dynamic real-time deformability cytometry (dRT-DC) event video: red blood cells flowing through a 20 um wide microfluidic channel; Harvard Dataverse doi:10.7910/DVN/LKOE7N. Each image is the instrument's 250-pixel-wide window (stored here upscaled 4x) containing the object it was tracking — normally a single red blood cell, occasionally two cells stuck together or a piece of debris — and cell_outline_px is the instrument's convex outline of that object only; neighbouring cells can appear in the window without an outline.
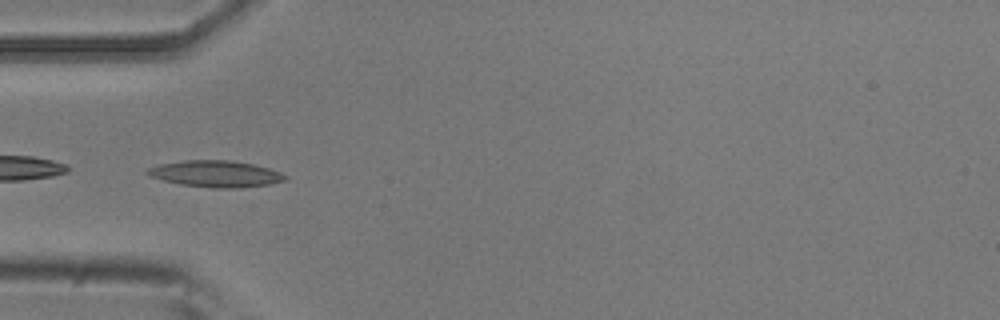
{"species": "common noctule bat (a hibernating species)", "species_latin": "Nyctalus noctula", "temperature_condition": "room temperature", "stored_images_in_passage": 8, "camera_frame_rate_fps": 3000, "um_per_image_px": 0.085, "animal": {"sex": "male", "body_mass_g": 20.5, "forearm_length_mm": 52.5}, "frame": {"image": 1, "passage_image": 5, "time_ms": 1.333, "image_size_px": [1000, 320], "cell_outline_px": [[288, 176], [284, 180], [268, 184], [240, 188], [208, 188], [180, 184], [164, 180], [152, 176], [144, 172], [148, 168], [160, 164], [184, 160], [228, 160], [252, 164], [268, 168], [280, 172]], "centroid_in_image_um": [18.32, 14.78], "position_along_channel_um": 66.7, "area_um2": 21.1}}
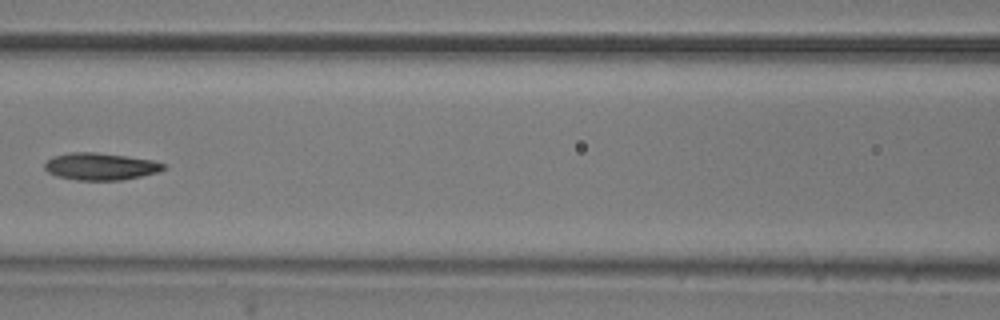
{"frame": {"image": 2, "passage_image": 7, "time_ms": 2.0, "image_size_px": [1000, 320], "cell_outline_px": [[168, 168], [160, 172], [124, 180], [76, 180], [56, 176], [48, 172], [44, 168], [44, 164], [52, 156], [72, 152], [96, 152], [152, 160], [164, 164]], "centroid_in_image_um": [8.55, 14.16], "position_along_channel_um": 158.0, "area_um2": 18.9}}
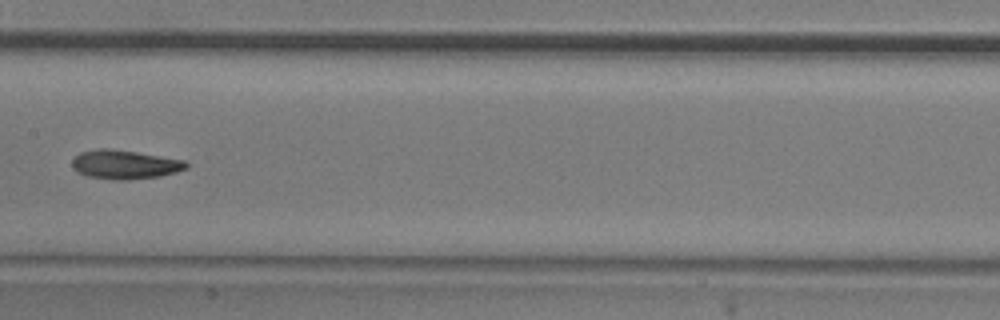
{"frame": {"image": 3, "passage_image": 8, "time_ms": 2.333, "image_size_px": [1000, 320], "cell_outline_px": [[188, 168], [176, 172], [160, 176], [128, 180], [116, 180], [88, 176], [72, 168], [72, 160], [80, 152], [96, 148], [108, 148], [136, 152], [184, 160], [188, 164]], "centroid_in_image_um": [10.6, 13.98], "position_along_channel_um": 196.8, "area_um2": 19.19}}